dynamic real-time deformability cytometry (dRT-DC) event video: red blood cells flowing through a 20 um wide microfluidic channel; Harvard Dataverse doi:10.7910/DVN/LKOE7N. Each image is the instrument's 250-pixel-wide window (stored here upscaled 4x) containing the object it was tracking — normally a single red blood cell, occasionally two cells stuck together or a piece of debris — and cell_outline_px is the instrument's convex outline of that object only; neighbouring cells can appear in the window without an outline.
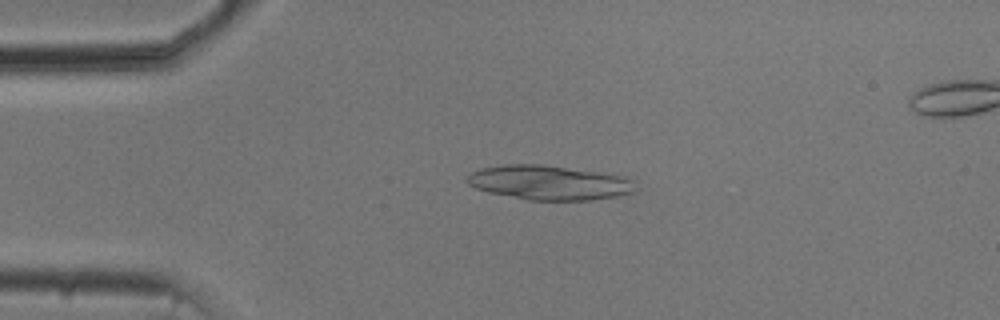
{"species": "common noctule bat (a hibernating species)", "species_latin": "Nyctalus noctula", "temperature_condition": "cold", "stored_images_in_passage": 38, "camera_frame_rate_fps": 3000, "um_per_image_px": 0.085, "animal": {"sex": "male", "body_mass_g": 20.5, "forearm_length_mm": 52.5}, "frame": {"image": 1, "passage_image": 11, "time_ms": 3.333, "image_size_px": [1000, 320], "cell_outline_px": [[632, 192], [616, 196], [592, 200], [528, 200], [488, 192], [476, 188], [468, 184], [464, 180], [472, 172], [480, 168], [504, 164], [540, 164], [624, 176], [632, 180]], "centroid_in_image_um": [46.59, 15.52], "position_along_channel_um": 38.4, "area_um2": 33.47}}